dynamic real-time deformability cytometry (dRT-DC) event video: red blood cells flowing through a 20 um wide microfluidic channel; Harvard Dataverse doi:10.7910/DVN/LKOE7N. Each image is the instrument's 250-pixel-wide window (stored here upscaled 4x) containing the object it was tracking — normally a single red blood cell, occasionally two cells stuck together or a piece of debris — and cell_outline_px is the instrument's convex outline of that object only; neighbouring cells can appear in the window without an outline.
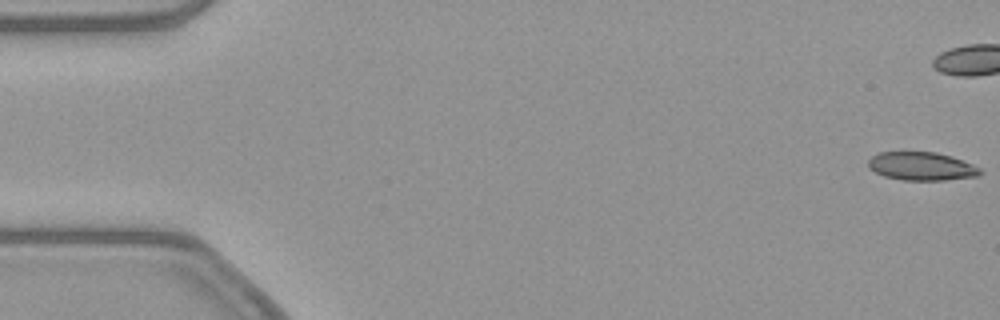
{"species": "common noctule bat (a hibernating species)", "species_latin": "Nyctalus noctula", "temperature_condition": "warm", "stored_images_in_passage": 42, "camera_frame_rate_fps": 3000, "um_per_image_px": 0.085, "animal": {"sex": "female", "body_mass_g": 21.9}, "frame": {"image": 1, "passage_image": 1, "time_ms": 0.0, "image_size_px": [1000, 320], "cell_outline_px": [[984, 172], [980, 176], [944, 180], [900, 180], [884, 176], [868, 168], [868, 160], [872, 156], [880, 152], [900, 148], [936, 152], [952, 156], [972, 164], [980, 168]], "centroid_in_image_um": [78.3, 14.08], "position_along_channel_um": 6.7, "area_um2": 19.42}}
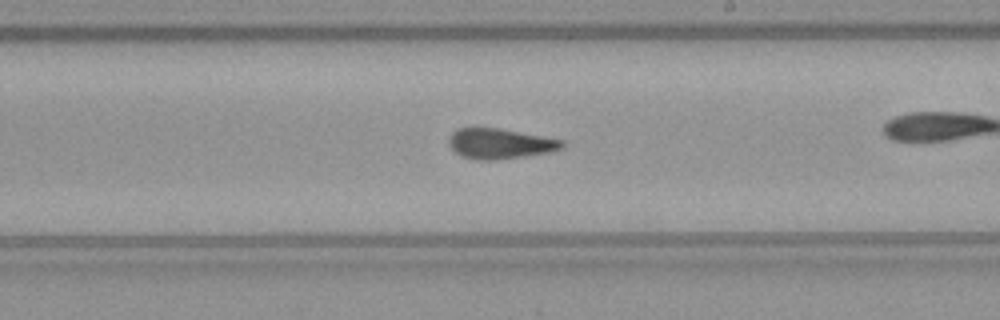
{"frame": {"image": 2, "passage_image": 31, "time_ms": 10.0, "image_size_px": [1000, 320], "cell_outline_px": [[564, 148], [552, 152], [496, 160], [476, 160], [460, 156], [448, 144], [448, 136], [456, 128], [500, 128], [564, 140]], "centroid_in_image_um": [42.49, 12.21], "position_along_channel_um": 246.5, "area_um2": 20.23}}
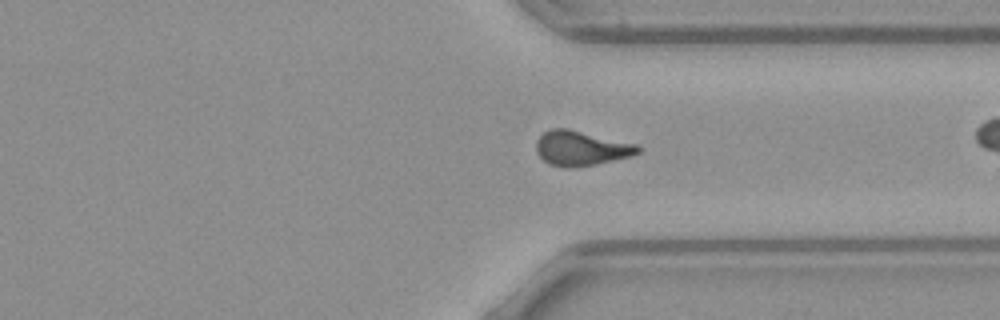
{"frame": {"image": 3, "passage_image": 40, "time_ms": 13.0, "image_size_px": [1000, 320], "cell_outline_px": [[640, 152], [632, 156], [596, 164], [572, 168], [568, 168], [548, 164], [536, 152], [536, 140], [544, 132], [552, 128], [568, 128], [636, 144], [640, 148]], "centroid_in_image_um": [49.37, 12.6], "position_along_channel_um": 362.0, "area_um2": 20.63}}